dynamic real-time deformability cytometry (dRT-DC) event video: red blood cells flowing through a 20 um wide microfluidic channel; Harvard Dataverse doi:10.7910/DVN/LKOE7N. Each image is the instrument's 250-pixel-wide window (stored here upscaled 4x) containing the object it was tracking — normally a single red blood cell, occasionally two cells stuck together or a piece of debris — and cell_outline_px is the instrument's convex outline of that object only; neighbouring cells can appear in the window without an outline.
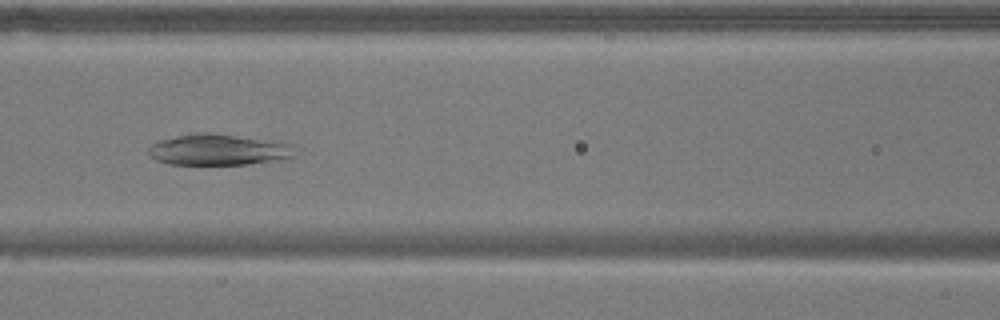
{"species": "common noctule bat (a hibernating species)", "species_latin": "Nyctalus noctula", "temperature_condition": "warm", "stored_images_in_passage": 45, "camera_frame_rate_fps": 3000, "um_per_image_px": 0.085, "animal": {"sex": "male", "body_mass_g": 17.9}, "frame": {"image": 1, "passage_image": 14, "time_ms": 4.333, "image_size_px": [1000, 320], "cell_outline_px": [[292, 156], [288, 160], [248, 164], [168, 164], [156, 160], [148, 152], [148, 148], [152, 144], [160, 140], [192, 132], [208, 132], [276, 140], [292, 144]], "centroid_in_image_um": [18.6, 12.71], "position_along_channel_um": 148.0, "area_um2": 26.88}}
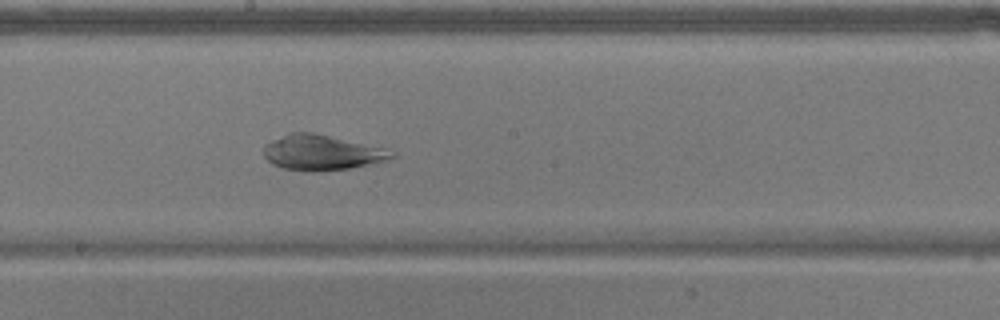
{"frame": {"image": 2, "passage_image": 20, "time_ms": 6.333, "image_size_px": [1000, 320], "cell_outline_px": [[396, 156], [376, 164], [348, 168], [316, 172], [308, 172], [284, 168], [272, 164], [264, 156], [264, 144], [288, 132], [312, 132], [384, 148], [396, 152]], "centroid_in_image_um": [27.35, 12.97], "position_along_channel_um": 220.9, "area_um2": 26.41}}
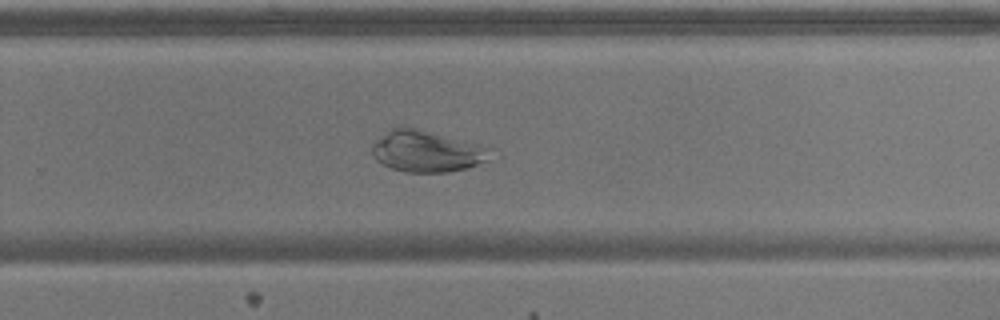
{"frame": {"image": 3, "passage_image": 26, "time_ms": 8.333, "image_size_px": [1000, 320], "cell_outline_px": [[500, 156], [492, 160], [468, 168], [448, 172], [404, 172], [392, 168], [376, 160], [372, 152], [372, 144], [376, 140], [392, 128], [404, 124], [496, 148]], "centroid_in_image_um": [36.44, 12.84], "position_along_channel_um": 293.4, "area_um2": 29.71}}